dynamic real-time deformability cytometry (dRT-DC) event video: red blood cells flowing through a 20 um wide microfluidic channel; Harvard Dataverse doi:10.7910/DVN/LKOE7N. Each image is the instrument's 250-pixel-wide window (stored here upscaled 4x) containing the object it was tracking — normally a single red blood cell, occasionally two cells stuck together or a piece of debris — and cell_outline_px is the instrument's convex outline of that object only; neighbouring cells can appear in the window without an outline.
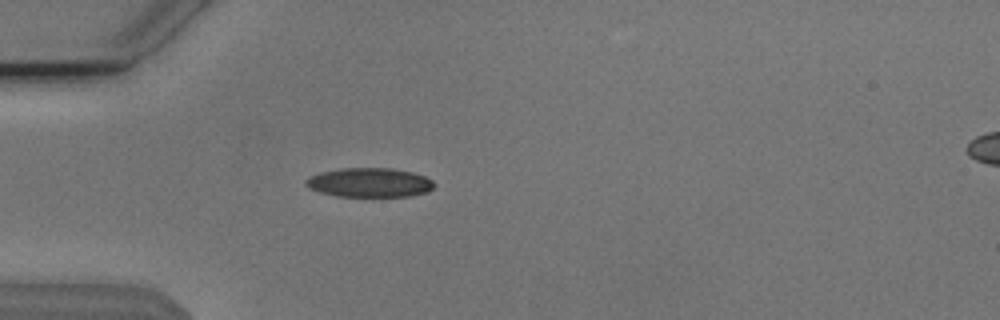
{"species": "Egyptian fruit bat (a non-hibernating species)", "species_latin": "Rousettus aegyptiacus", "temperature_condition": "cold", "stored_images_in_passage": 40, "camera_frame_rate_fps": 3000, "um_per_image_px": 0.085, "animal": {"sex": "male"}, "frame": {"image": 1, "passage_image": 2, "time_ms": 0.333, "image_size_px": [1000, 320], "cell_outline_px": [[436, 184], [428, 192], [412, 196], [336, 196], [320, 192], [308, 188], [304, 180], [308, 176], [320, 172], [340, 168], [392, 168], [412, 172], [424, 176], [432, 180]], "centroid_in_image_um": [31.4, 15.51], "position_along_channel_um": 53.6, "area_um2": 22.02}}
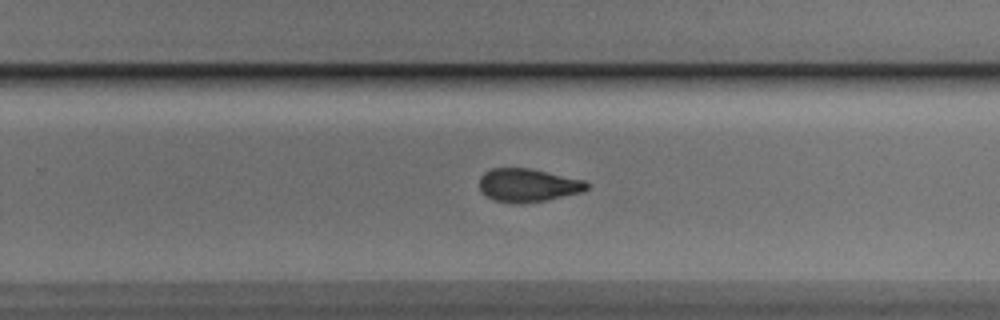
{"frame": {"image": 2, "passage_image": 21, "time_ms": 6.667, "image_size_px": [1000, 320], "cell_outline_px": [[588, 188], [580, 192], [548, 200], [520, 204], [516, 204], [492, 200], [484, 196], [480, 192], [480, 176], [484, 172], [492, 168], [532, 168], [584, 180], [588, 184]], "centroid_in_image_um": [44.83, 15.75], "position_along_channel_um": 285.0, "area_um2": 21.1}}
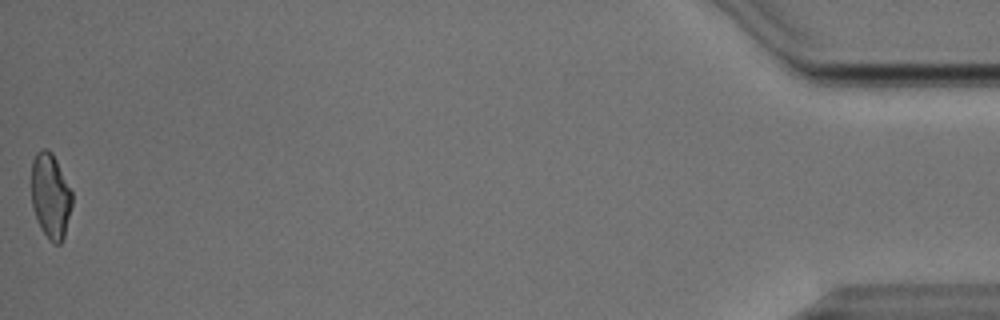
{"frame": {"image": 3, "passage_image": 40, "time_ms": 13.0, "image_size_px": [1000, 320], "cell_outline_px": [[72, 204], [64, 236], [60, 244], [56, 244], [40, 228], [36, 220], [32, 204], [32, 160], [36, 152], [44, 148], [48, 148], [52, 152], [72, 192]], "centroid_in_image_um": [4.28, 16.62], "position_along_channel_um": 430.9, "area_um2": 19.94}, "authors_computed_cell_mechanics": {"area_um2": 21.386, "velocity_mm_per_s": 3.8191, "shape_relaxation_time_tau1_ms": 5.4068, "shape_relaxation_time_tau2_ms": 2.7238, "deformation_change_tau1": 0.1545, "deformation_change_tau2": 0.0895}}